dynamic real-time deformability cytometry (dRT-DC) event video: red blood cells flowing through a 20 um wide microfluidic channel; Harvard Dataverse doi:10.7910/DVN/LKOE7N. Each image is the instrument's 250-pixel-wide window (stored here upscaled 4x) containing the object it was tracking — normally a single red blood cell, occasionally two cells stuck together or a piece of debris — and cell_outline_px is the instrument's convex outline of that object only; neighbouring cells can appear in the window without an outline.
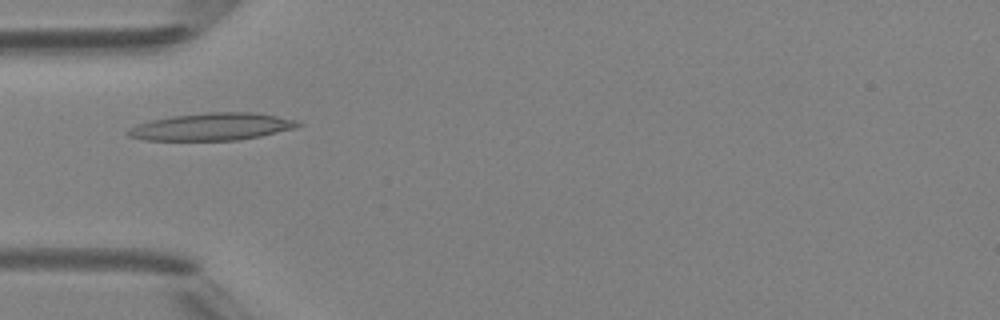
{"species": "Egyptian fruit bat (a non-hibernating species)", "species_latin": "Rousettus aegyptiacus", "temperature_condition": "room temperature", "stored_images_in_passage": 5, "camera_frame_rate_fps": 3000, "um_per_image_px": 0.085, "animal": {"sex": "female"}, "frame": {"image": 1, "passage_image": 3, "time_ms": 2.333, "image_size_px": [1000, 320], "cell_outline_px": [[304, 124], [296, 128], [260, 136], [236, 140], [144, 140], [128, 136], [124, 132], [128, 128], [136, 124], [152, 120], [172, 116], [208, 112], [252, 112], [276, 116], [296, 120]], "centroid_in_image_um": [17.99, 10.77], "position_along_channel_um": 67.0, "area_um2": 27.11}}
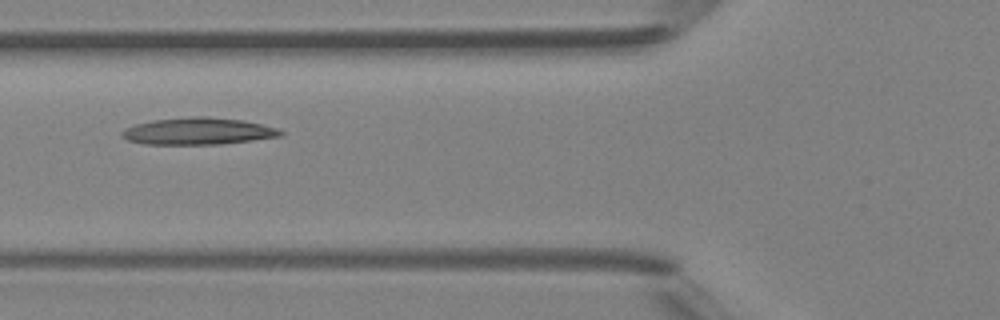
{"frame": {"image": 2, "passage_image": 4, "time_ms": 3.333, "image_size_px": [1000, 320], "cell_outline_px": [[284, 136], [220, 144], [144, 144], [128, 140], [120, 136], [120, 132], [124, 128], [136, 124], [152, 120], [196, 116], [208, 116], [244, 120], [280, 128], [284, 132]], "centroid_in_image_um": [16.87, 11.14], "position_along_channel_um": 108.9, "area_um2": 25.14}}
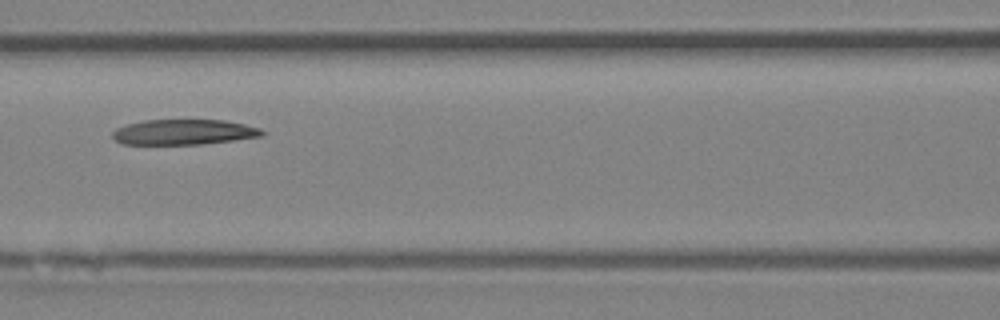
{"frame": {"image": 3, "passage_image": 5, "time_ms": 4.333, "image_size_px": [1000, 320], "cell_outline_px": [[264, 136], [204, 144], [124, 144], [116, 140], [112, 136], [112, 132], [116, 128], [128, 124], [144, 120], [224, 120], [244, 124], [260, 128], [264, 132]], "centroid_in_image_um": [15.64, 11.23], "position_along_channel_um": 151.0, "area_um2": 22.02}}